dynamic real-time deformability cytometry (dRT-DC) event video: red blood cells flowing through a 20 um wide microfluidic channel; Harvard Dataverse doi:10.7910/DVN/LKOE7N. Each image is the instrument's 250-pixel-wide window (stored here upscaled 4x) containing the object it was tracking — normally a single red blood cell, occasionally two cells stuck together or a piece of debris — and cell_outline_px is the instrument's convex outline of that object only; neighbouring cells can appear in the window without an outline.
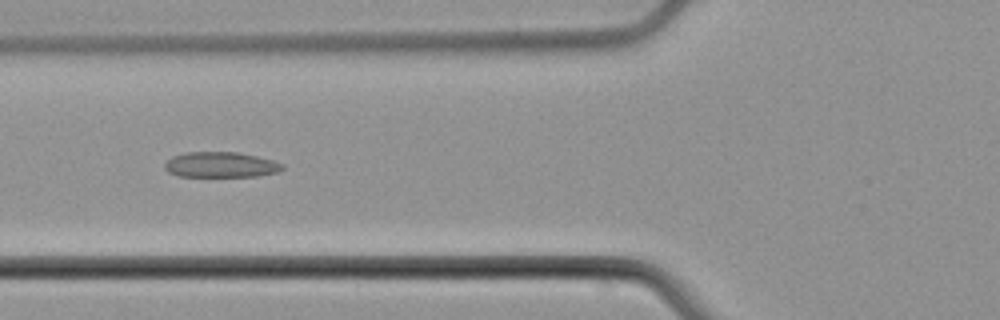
{"species": "common noctule bat (a hibernating species)", "species_latin": "Nyctalus noctula", "temperature_condition": "cold", "stored_images_in_passage": 5, "camera_frame_rate_fps": 3000, "um_per_image_px": 0.085, "animal": {"sex": "male", "body_mass_g": 21.5, "forearm_length_mm": 52.0}, "frame": {"image": 1, "passage_image": 3, "time_ms": 2.667, "image_size_px": [1000, 320], "cell_outline_px": [[284, 168], [280, 172], [260, 176], [180, 176], [168, 172], [164, 168], [164, 164], [172, 156], [184, 152], [236, 152], [256, 156], [272, 160], [284, 164]], "centroid_in_image_um": [18.78, 14.0], "position_along_channel_um": 107.0, "area_um2": 17.51}}
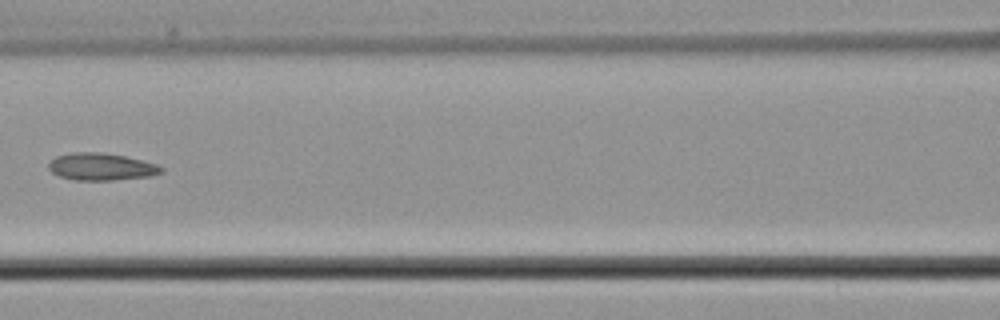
{"frame": {"image": 2, "passage_image": 4, "time_ms": 4.0, "image_size_px": [1000, 320], "cell_outline_px": [[164, 172], [148, 176], [112, 180], [76, 180], [60, 176], [52, 172], [48, 168], [48, 164], [56, 156], [72, 152], [104, 152], [124, 156], [156, 164], [164, 168]], "centroid_in_image_um": [8.59, 14.16], "position_along_channel_um": 158.0, "area_um2": 17.74}}
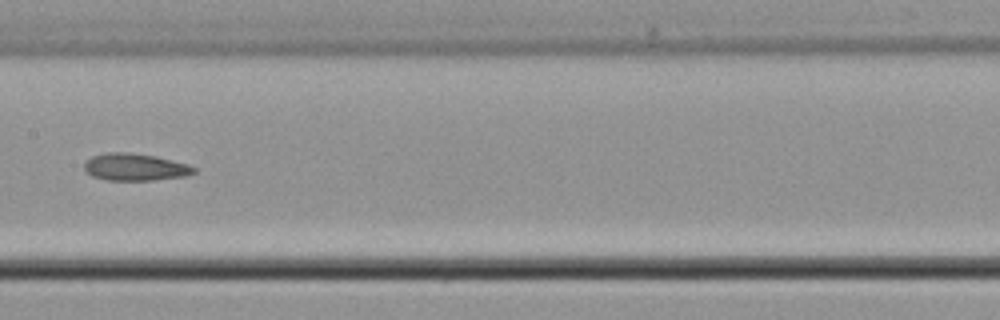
{"frame": {"image": 3, "passage_image": 5, "time_ms": 5.0, "image_size_px": [1000, 320], "cell_outline_px": [[196, 172], [188, 176], [152, 180], [108, 180], [92, 176], [84, 168], [84, 164], [92, 156], [108, 152], [128, 152], [156, 156], [188, 164], [196, 168]], "centroid_in_image_um": [11.52, 14.2], "position_along_channel_um": 195.9, "area_um2": 17.34}}